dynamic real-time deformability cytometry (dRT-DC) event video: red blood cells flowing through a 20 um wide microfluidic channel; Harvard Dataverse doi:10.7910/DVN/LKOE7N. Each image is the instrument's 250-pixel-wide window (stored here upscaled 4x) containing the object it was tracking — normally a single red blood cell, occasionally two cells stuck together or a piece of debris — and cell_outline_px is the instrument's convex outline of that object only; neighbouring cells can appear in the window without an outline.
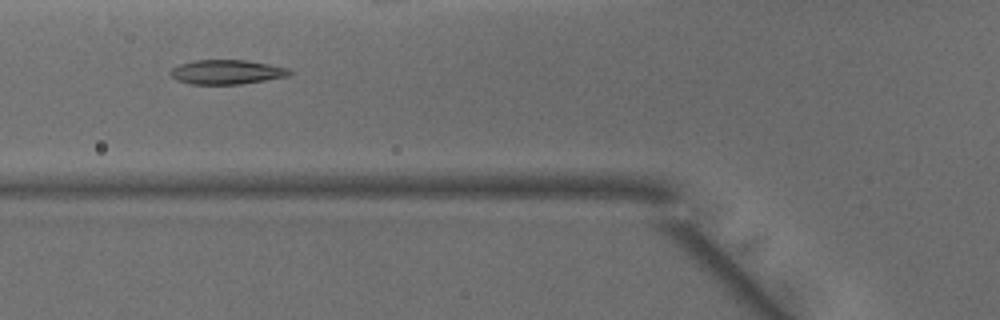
{"species": "common noctule bat (a hibernating species)", "species_latin": "Nyctalus noctula", "temperature_condition": "warm", "stored_images_in_passage": 33, "camera_frame_rate_fps": 3000, "um_per_image_px": 0.085, "animal": {"sex": "male", "body_mass_g": 15.6}, "frame": {"image": 1, "passage_image": 8, "time_ms": 2.333, "image_size_px": [1000, 320], "cell_outline_px": [[292, 72], [288, 76], [240, 84], [188, 84], [176, 80], [168, 72], [172, 68], [180, 64], [192, 60], [244, 60], [268, 64], [288, 68]], "centroid_in_image_um": [19.22, 6.12], "position_along_channel_um": 106.6, "area_um2": 16.88}}
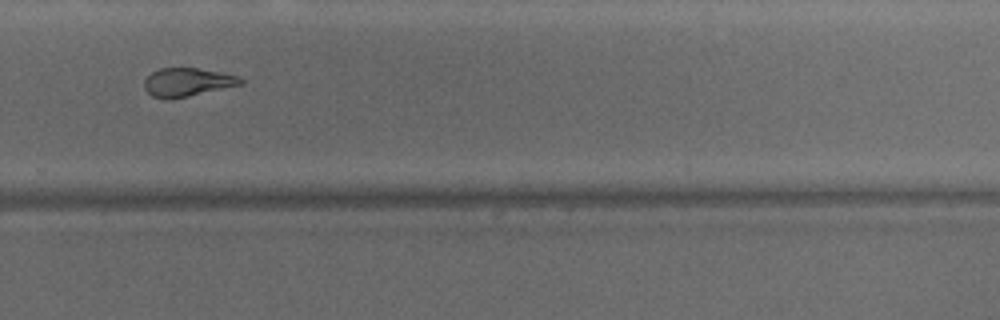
{"frame": {"image": 2, "passage_image": 23, "time_ms": 7.333, "image_size_px": [1000, 320], "cell_outline_px": [[244, 84], [172, 100], [164, 100], [152, 96], [144, 88], [144, 80], [152, 72], [160, 68], [196, 68], [220, 72], [236, 76], [244, 80]], "centroid_in_image_um": [15.9, 7.01], "position_along_channel_um": 313.9, "area_um2": 16.13}}
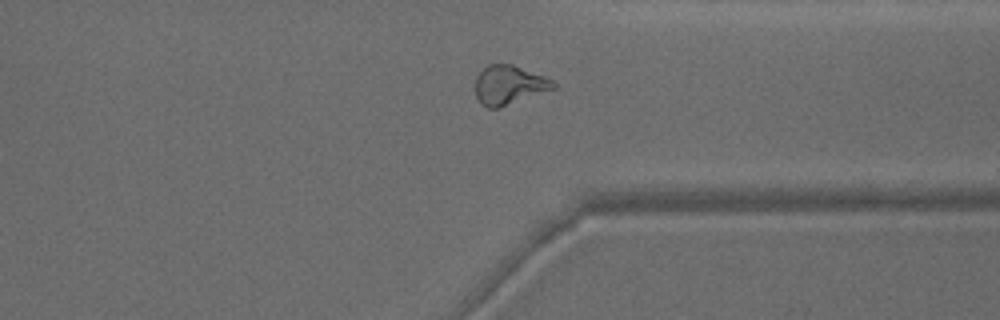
{"frame": {"image": 3, "passage_image": 27, "time_ms": 8.667, "image_size_px": [1000, 320], "cell_outline_px": [[556, 88], [500, 108], [488, 108], [476, 96], [476, 76], [488, 64], [512, 64], [544, 76], [552, 80], [556, 84]], "centroid_in_image_um": [43.29, 7.22], "position_along_channel_um": 368.1, "area_um2": 17.63}}